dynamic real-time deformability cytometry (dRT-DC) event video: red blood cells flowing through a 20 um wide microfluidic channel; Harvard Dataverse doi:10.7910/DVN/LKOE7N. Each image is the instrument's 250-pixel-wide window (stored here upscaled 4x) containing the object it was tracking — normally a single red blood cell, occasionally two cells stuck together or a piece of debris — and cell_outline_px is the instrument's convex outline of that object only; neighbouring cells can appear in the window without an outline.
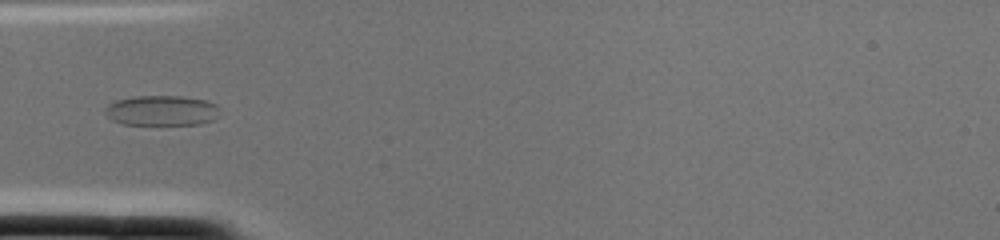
{"species": "common noctule bat (a hibernating species)", "species_latin": "Nyctalus noctula", "temperature_condition": "cold", "stored_images_in_passage": 2, "camera_frame_rate_fps": 3000, "um_per_image_px": 0.085, "animal": {"sex": "female", "body_mass_g": 22.0, "forearm_length_mm": 56.7}, "frame": {"image": 1, "passage_image": 2, "time_ms": 0.333, "image_size_px": [1000, 240], "cell_outline_px": [[220, 108], [216, 116], [212, 120], [200, 124], [124, 124], [112, 120], [104, 112], [104, 108], [108, 104], [116, 100], [132, 96], [180, 96], [204, 100], [216, 104]], "centroid_in_image_um": [13.71, 9.39], "position_along_channel_um": 71.3, "area_um2": 20.11}}